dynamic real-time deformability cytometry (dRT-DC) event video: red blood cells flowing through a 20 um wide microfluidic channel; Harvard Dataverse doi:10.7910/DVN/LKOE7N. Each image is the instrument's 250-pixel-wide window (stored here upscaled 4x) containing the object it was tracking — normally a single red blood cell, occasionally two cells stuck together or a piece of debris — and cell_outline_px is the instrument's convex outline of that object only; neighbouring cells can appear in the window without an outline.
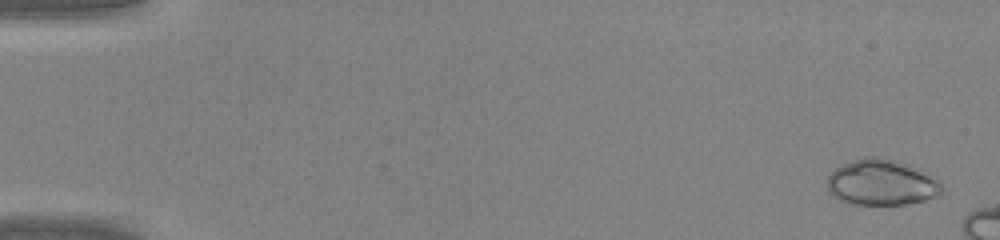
{"species": "common noctule bat (a hibernating species)", "species_latin": "Nyctalus noctula", "temperature_condition": "warm", "stored_images_in_passage": 9, "camera_frame_rate_fps": 3000, "um_per_image_px": 0.085, "animal": {"sex": "male", "body_mass_g": 20.0, "forearm_length_mm": 53.3}, "frame": {"image": 1, "passage_image": 2, "time_ms": 0.333, "image_size_px": [1000, 240], "cell_outline_px": [[944, 188], [936, 196], [924, 200], [908, 204], [852, 204], [840, 200], [832, 196], [828, 192], [828, 176], [836, 168], [844, 164], [864, 156], [880, 156], [896, 160], [928, 172]], "centroid_in_image_um": [74.92, 15.5], "position_along_channel_um": 10.1, "area_um2": 30.58}}